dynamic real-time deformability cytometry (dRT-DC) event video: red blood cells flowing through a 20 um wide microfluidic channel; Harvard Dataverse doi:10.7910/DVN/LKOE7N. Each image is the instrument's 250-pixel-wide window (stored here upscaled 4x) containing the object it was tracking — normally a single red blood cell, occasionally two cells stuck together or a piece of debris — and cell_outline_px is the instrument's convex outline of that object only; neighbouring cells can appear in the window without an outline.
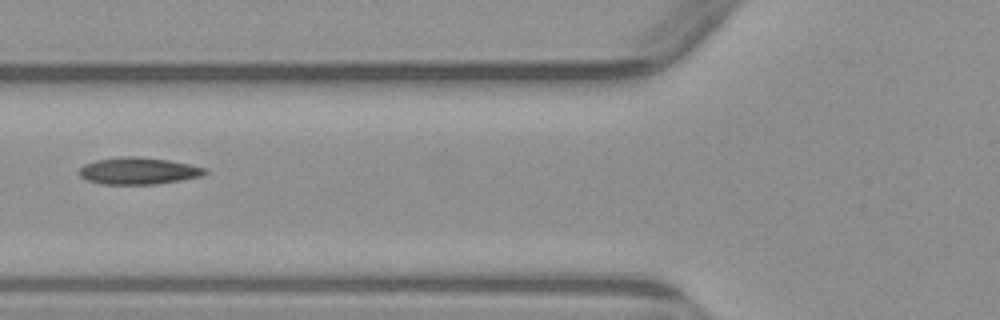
{"species": "common noctule bat (a hibernating species)", "species_latin": "Nyctalus noctula", "temperature_condition": "warm", "stored_images_in_passage": 3, "camera_frame_rate_fps": 3000, "um_per_image_px": 0.085, "animal": {"sex": "male", "body_mass_g": 23.1, "forearm_length_mm": 52.7}, "frame": {"image": 1, "passage_image": 2, "time_ms": 2.0, "image_size_px": [1000, 320], "cell_outline_px": [[208, 172], [204, 176], [156, 184], [104, 184], [88, 180], [80, 176], [76, 172], [84, 164], [96, 160], [120, 156], [136, 156], [172, 160], [208, 168]], "centroid_in_image_um": [11.8, 14.51], "position_along_channel_um": 114.0, "area_um2": 20.0}}
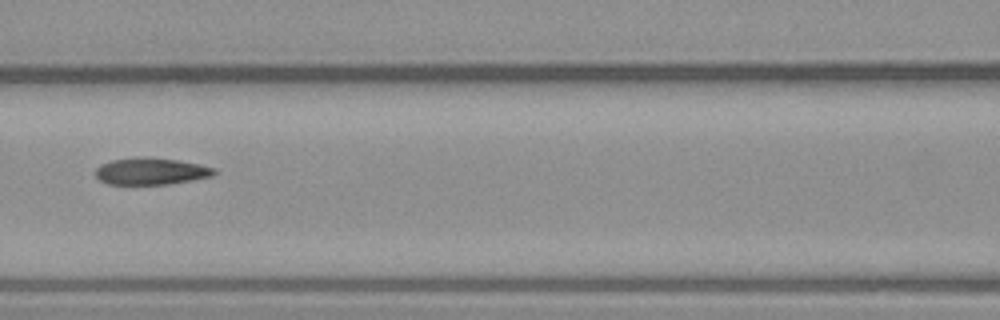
{"frame": {"image": 2, "passage_image": 3, "time_ms": 3.0, "image_size_px": [1000, 320], "cell_outline_px": [[216, 172], [212, 176], [192, 180], [168, 184], [108, 184], [100, 180], [96, 176], [96, 168], [100, 164], [112, 160], [136, 156], [140, 156], [176, 160], [200, 164], [216, 168]], "centroid_in_image_um": [12.83, 14.55], "position_along_channel_um": 153.8, "area_um2": 18.61}}